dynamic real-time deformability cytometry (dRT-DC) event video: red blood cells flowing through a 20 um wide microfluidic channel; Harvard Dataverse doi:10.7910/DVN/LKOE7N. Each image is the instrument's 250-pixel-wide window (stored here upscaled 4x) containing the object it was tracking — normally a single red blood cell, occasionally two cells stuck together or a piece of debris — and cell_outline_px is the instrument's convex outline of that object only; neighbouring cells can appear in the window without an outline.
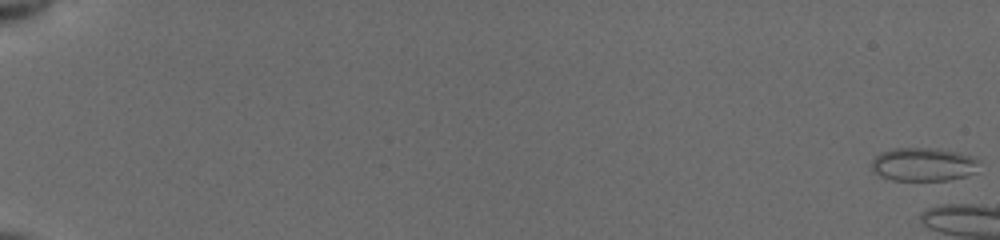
{"species": "common noctule bat (a hibernating species)", "species_latin": "Nyctalus noctula", "temperature_condition": "cold", "stored_images_in_passage": 10, "camera_frame_rate_fps": 3000, "um_per_image_px": 0.085, "animal": {"sex": "female", "body_mass_g": 19.5, "forearm_length_mm": 54.1}, "frame": {"image": 1, "passage_image": 1, "time_ms": 0.0, "image_size_px": [1000, 240], "cell_outline_px": [[976, 172], [964, 176], [948, 180], [892, 180], [880, 176], [872, 172], [872, 160], [880, 152], [892, 148], [936, 148], [956, 152], [972, 156], [976, 160]], "centroid_in_image_um": [78.42, 13.97], "position_along_channel_um": 6.6, "area_um2": 20.87}}